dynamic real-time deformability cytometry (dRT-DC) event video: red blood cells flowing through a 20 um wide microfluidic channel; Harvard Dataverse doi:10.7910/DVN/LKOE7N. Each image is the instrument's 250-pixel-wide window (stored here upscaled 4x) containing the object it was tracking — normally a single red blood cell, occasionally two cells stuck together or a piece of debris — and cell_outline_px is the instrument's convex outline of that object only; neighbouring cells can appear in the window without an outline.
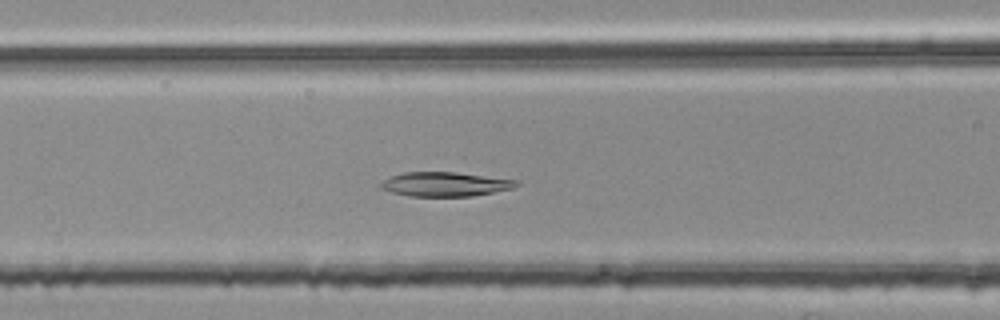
{"species": "common noctule bat (a hibernating species)", "species_latin": "Nyctalus noctula", "temperature_condition": "room temperature", "stored_images_in_passage": 53, "segment_of_instrument_passage": [2, 2], "camera_frame_rate_fps": 3000, "um_per_image_px": 0.085, "animal": {"sex": "female", "body_mass_g": 25.1}, "frame": {"image": 1, "passage_image": 23, "time_ms": 7.333, "image_size_px": [1000, 320], "cell_outline_px": [[520, 184], [512, 188], [472, 196], [408, 196], [392, 192], [380, 188], [380, 184], [388, 176], [404, 172], [456, 172], [520, 180]], "centroid_in_image_um": [37.83, 15.65], "position_along_channel_um": 128.8, "area_um2": 19.25}}
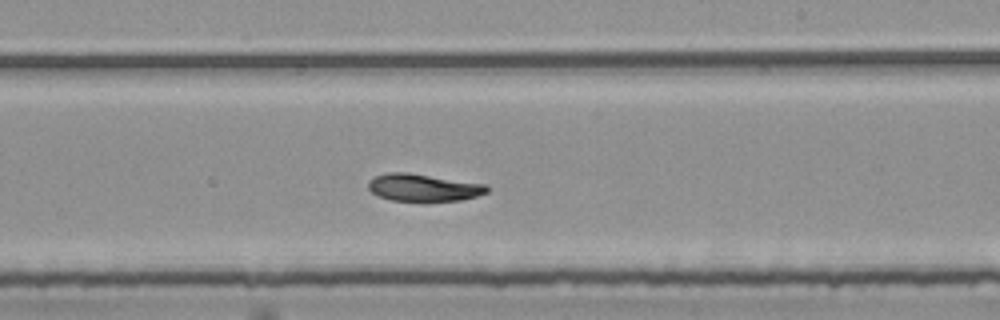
{"frame": {"image": 2, "passage_image": 33, "time_ms": 10.667, "image_size_px": [1000, 320], "cell_outline_px": [[488, 192], [476, 196], [460, 200], [424, 204], [392, 200], [380, 196], [372, 192], [368, 188], [368, 180], [376, 176], [388, 172], [408, 172], [484, 184], [488, 188]], "centroid_in_image_um": [35.97, 15.98], "position_along_channel_um": 253.0, "area_um2": 19.48}}
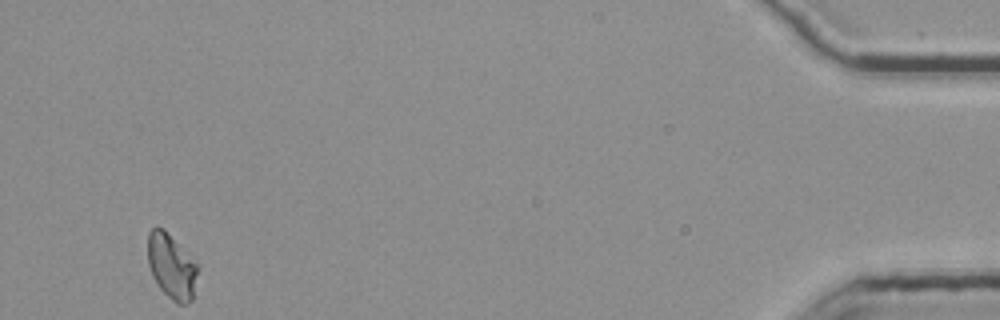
{"frame": {"image": 3, "passage_image": 53, "time_ms": 17.333, "image_size_px": [1000, 320], "cell_outline_px": [[200, 268], [192, 300], [188, 304], [176, 304], [160, 288], [152, 276], [148, 264], [148, 232], [152, 228], [164, 228]], "centroid_in_image_um": [14.59, 22.67], "position_along_channel_um": 420.6, "area_um2": 18.9}}